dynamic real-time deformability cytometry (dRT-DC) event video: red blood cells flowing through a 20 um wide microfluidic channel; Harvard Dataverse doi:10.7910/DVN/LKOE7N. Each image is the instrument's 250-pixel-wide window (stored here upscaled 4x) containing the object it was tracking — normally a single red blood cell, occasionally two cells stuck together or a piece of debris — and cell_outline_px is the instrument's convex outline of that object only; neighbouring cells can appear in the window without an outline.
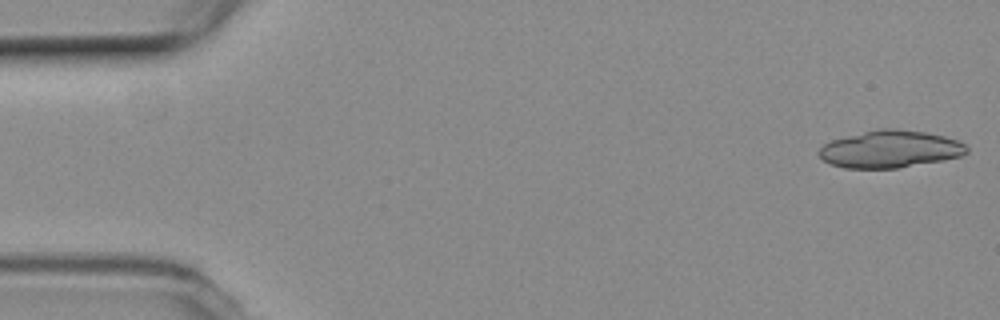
{"species": "common noctule bat (a hibernating species)", "species_latin": "Nyctalus noctula", "temperature_condition": "room temperature", "stored_images_in_passage": 10, "camera_frame_rate_fps": 3000, "um_per_image_px": 0.085, "animal": {"sex": "female", "body_mass_g": 19.3, "forearm_length_mm": 54.1}, "frame": {"image": 1, "passage_image": 1, "time_ms": 0.0, "image_size_px": [1000, 320], "cell_outline_px": [[968, 152], [964, 156], [944, 160], [896, 168], [844, 168], [832, 164], [824, 160], [816, 152], [824, 144], [832, 140], [880, 128], [892, 128], [924, 132], [944, 136], [956, 140], [964, 144], [968, 148]], "centroid_in_image_um": [75.68, 12.68], "position_along_channel_um": 9.3, "area_um2": 31.91}}